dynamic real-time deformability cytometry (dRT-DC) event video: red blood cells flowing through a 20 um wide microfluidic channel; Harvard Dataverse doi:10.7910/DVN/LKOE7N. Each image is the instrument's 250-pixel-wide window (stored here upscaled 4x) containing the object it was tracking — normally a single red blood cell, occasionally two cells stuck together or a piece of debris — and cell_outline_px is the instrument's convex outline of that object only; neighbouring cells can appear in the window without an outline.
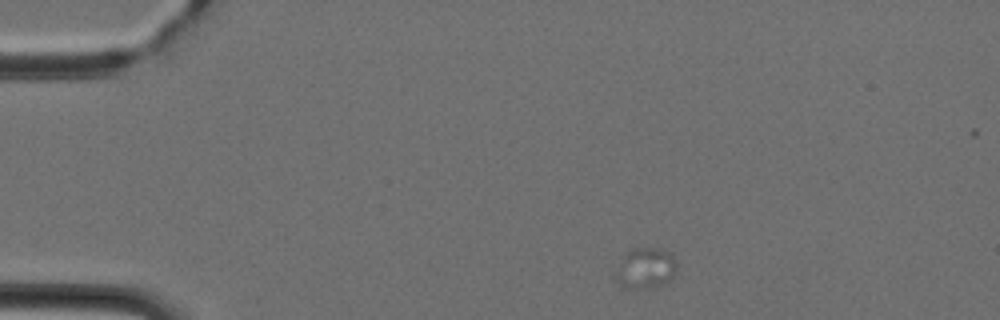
{"species": "Egyptian fruit bat (a non-hibernating species)", "species_latin": "Rousettus aegyptiacus", "temperature_condition": "cold", "stored_images_in_passage": 15, "camera_frame_rate_fps": 3000, "um_per_image_px": 0.085, "animal": {"sex": "female"}, "frame": {"image": 1, "passage_image": 2, "time_ms": 0.333, "image_size_px": [1000, 320], "cell_outline_px": [[676, 272], [664, 284], [644, 288], [620, 288], [616, 280], [616, 272], [624, 256], [632, 248], [660, 248], [668, 252], [672, 256], [676, 264]], "centroid_in_image_um": [54.86, 22.81], "position_along_channel_um": 30.1, "area_um2": 14.28}}